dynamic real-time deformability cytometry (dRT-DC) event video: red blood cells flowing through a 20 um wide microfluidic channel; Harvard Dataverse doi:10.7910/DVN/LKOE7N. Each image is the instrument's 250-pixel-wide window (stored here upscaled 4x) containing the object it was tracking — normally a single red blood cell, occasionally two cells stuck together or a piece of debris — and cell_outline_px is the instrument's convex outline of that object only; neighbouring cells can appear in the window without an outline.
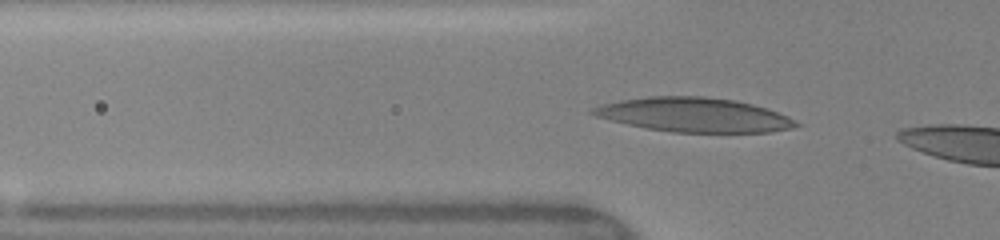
{"species": "human", "species_latin": "Homo sapiens", "temperature_condition": "warm", "stored_images_in_passage": 5, "camera_frame_rate_fps": 3000, "um_per_image_px": 0.085, "donor": {"sex": "female"}, "frame": {"image": 1, "passage_image": 3, "time_ms": 0.667, "image_size_px": [1000, 240], "cell_outline_px": [[800, 124], [792, 128], [772, 132], [672, 132], [644, 128], [596, 116], [588, 112], [592, 108], [600, 104], [620, 100], [648, 96], [704, 96], [736, 100], [768, 108], [788, 116]], "centroid_in_image_um": [58.99, 9.75], "position_along_channel_um": 66.8, "area_um2": 40.63}}